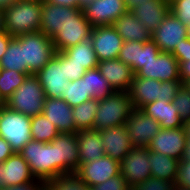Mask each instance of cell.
Masks as SVG:
<instances>
[{
    "instance_id": "obj_1",
    "label": "cell",
    "mask_w": 190,
    "mask_h": 190,
    "mask_svg": "<svg viewBox=\"0 0 190 190\" xmlns=\"http://www.w3.org/2000/svg\"><path fill=\"white\" fill-rule=\"evenodd\" d=\"M42 2L19 0L4 10V31L12 37L37 32L41 25Z\"/></svg>"
},
{
    "instance_id": "obj_2",
    "label": "cell",
    "mask_w": 190,
    "mask_h": 190,
    "mask_svg": "<svg viewBox=\"0 0 190 190\" xmlns=\"http://www.w3.org/2000/svg\"><path fill=\"white\" fill-rule=\"evenodd\" d=\"M183 85L181 80L159 81L134 75L133 82L127 91L134 109L153 103L156 100L172 102Z\"/></svg>"
},
{
    "instance_id": "obj_3",
    "label": "cell",
    "mask_w": 190,
    "mask_h": 190,
    "mask_svg": "<svg viewBox=\"0 0 190 190\" xmlns=\"http://www.w3.org/2000/svg\"><path fill=\"white\" fill-rule=\"evenodd\" d=\"M19 153L27 161L35 179L46 183L58 176L56 147L51 142L32 139Z\"/></svg>"
},
{
    "instance_id": "obj_4",
    "label": "cell",
    "mask_w": 190,
    "mask_h": 190,
    "mask_svg": "<svg viewBox=\"0 0 190 190\" xmlns=\"http://www.w3.org/2000/svg\"><path fill=\"white\" fill-rule=\"evenodd\" d=\"M134 110L128 92L114 91L98 101L93 130L102 131L109 127L124 125Z\"/></svg>"
},
{
    "instance_id": "obj_5",
    "label": "cell",
    "mask_w": 190,
    "mask_h": 190,
    "mask_svg": "<svg viewBox=\"0 0 190 190\" xmlns=\"http://www.w3.org/2000/svg\"><path fill=\"white\" fill-rule=\"evenodd\" d=\"M24 47L25 74H36L55 55L56 50L49 36L37 31L14 37Z\"/></svg>"
},
{
    "instance_id": "obj_6",
    "label": "cell",
    "mask_w": 190,
    "mask_h": 190,
    "mask_svg": "<svg viewBox=\"0 0 190 190\" xmlns=\"http://www.w3.org/2000/svg\"><path fill=\"white\" fill-rule=\"evenodd\" d=\"M45 98L39 79L32 74L26 77L5 105L11 110L34 117L43 113Z\"/></svg>"
},
{
    "instance_id": "obj_7",
    "label": "cell",
    "mask_w": 190,
    "mask_h": 190,
    "mask_svg": "<svg viewBox=\"0 0 190 190\" xmlns=\"http://www.w3.org/2000/svg\"><path fill=\"white\" fill-rule=\"evenodd\" d=\"M0 136L11 146L14 152H20L32 140L31 117L9 109L0 108Z\"/></svg>"
},
{
    "instance_id": "obj_8",
    "label": "cell",
    "mask_w": 190,
    "mask_h": 190,
    "mask_svg": "<svg viewBox=\"0 0 190 190\" xmlns=\"http://www.w3.org/2000/svg\"><path fill=\"white\" fill-rule=\"evenodd\" d=\"M93 26L82 10H77L59 31L51 38L56 52H61L79 42L90 39Z\"/></svg>"
},
{
    "instance_id": "obj_9",
    "label": "cell",
    "mask_w": 190,
    "mask_h": 190,
    "mask_svg": "<svg viewBox=\"0 0 190 190\" xmlns=\"http://www.w3.org/2000/svg\"><path fill=\"white\" fill-rule=\"evenodd\" d=\"M149 149L133 147L120 161V174L131 189H135L151 176Z\"/></svg>"
},
{
    "instance_id": "obj_10",
    "label": "cell",
    "mask_w": 190,
    "mask_h": 190,
    "mask_svg": "<svg viewBox=\"0 0 190 190\" xmlns=\"http://www.w3.org/2000/svg\"><path fill=\"white\" fill-rule=\"evenodd\" d=\"M35 76L44 89L45 97L61 98V95L65 92L66 83H69L64 72V54L56 52Z\"/></svg>"
},
{
    "instance_id": "obj_11",
    "label": "cell",
    "mask_w": 190,
    "mask_h": 190,
    "mask_svg": "<svg viewBox=\"0 0 190 190\" xmlns=\"http://www.w3.org/2000/svg\"><path fill=\"white\" fill-rule=\"evenodd\" d=\"M74 173L90 187H93L120 174V162L104 155L94 161L83 162Z\"/></svg>"
},
{
    "instance_id": "obj_12",
    "label": "cell",
    "mask_w": 190,
    "mask_h": 190,
    "mask_svg": "<svg viewBox=\"0 0 190 190\" xmlns=\"http://www.w3.org/2000/svg\"><path fill=\"white\" fill-rule=\"evenodd\" d=\"M124 126L134 147H147L160 129L159 122L145 115L140 109L132 111Z\"/></svg>"
},
{
    "instance_id": "obj_13",
    "label": "cell",
    "mask_w": 190,
    "mask_h": 190,
    "mask_svg": "<svg viewBox=\"0 0 190 190\" xmlns=\"http://www.w3.org/2000/svg\"><path fill=\"white\" fill-rule=\"evenodd\" d=\"M129 9L125 0H94L83 14L93 27L110 26Z\"/></svg>"
},
{
    "instance_id": "obj_14",
    "label": "cell",
    "mask_w": 190,
    "mask_h": 190,
    "mask_svg": "<svg viewBox=\"0 0 190 190\" xmlns=\"http://www.w3.org/2000/svg\"><path fill=\"white\" fill-rule=\"evenodd\" d=\"M90 41L98 62L118 58L124 43L113 25L93 27Z\"/></svg>"
},
{
    "instance_id": "obj_15",
    "label": "cell",
    "mask_w": 190,
    "mask_h": 190,
    "mask_svg": "<svg viewBox=\"0 0 190 190\" xmlns=\"http://www.w3.org/2000/svg\"><path fill=\"white\" fill-rule=\"evenodd\" d=\"M187 38L186 26L171 12L151 34V39L161 52L172 53L182 40Z\"/></svg>"
},
{
    "instance_id": "obj_16",
    "label": "cell",
    "mask_w": 190,
    "mask_h": 190,
    "mask_svg": "<svg viewBox=\"0 0 190 190\" xmlns=\"http://www.w3.org/2000/svg\"><path fill=\"white\" fill-rule=\"evenodd\" d=\"M51 143L56 147L58 176L74 173L80 160L76 133H59Z\"/></svg>"
},
{
    "instance_id": "obj_17",
    "label": "cell",
    "mask_w": 190,
    "mask_h": 190,
    "mask_svg": "<svg viewBox=\"0 0 190 190\" xmlns=\"http://www.w3.org/2000/svg\"><path fill=\"white\" fill-rule=\"evenodd\" d=\"M185 145V131L183 127H179L175 129H159L147 148L150 151L181 160Z\"/></svg>"
},
{
    "instance_id": "obj_18",
    "label": "cell",
    "mask_w": 190,
    "mask_h": 190,
    "mask_svg": "<svg viewBox=\"0 0 190 190\" xmlns=\"http://www.w3.org/2000/svg\"><path fill=\"white\" fill-rule=\"evenodd\" d=\"M142 78L156 79L161 82L181 80L178 60L172 53L161 52L156 59L144 64L136 73Z\"/></svg>"
},
{
    "instance_id": "obj_19",
    "label": "cell",
    "mask_w": 190,
    "mask_h": 190,
    "mask_svg": "<svg viewBox=\"0 0 190 190\" xmlns=\"http://www.w3.org/2000/svg\"><path fill=\"white\" fill-rule=\"evenodd\" d=\"M33 176L27 161L18 152H14L0 163V189L33 182Z\"/></svg>"
},
{
    "instance_id": "obj_20",
    "label": "cell",
    "mask_w": 190,
    "mask_h": 190,
    "mask_svg": "<svg viewBox=\"0 0 190 190\" xmlns=\"http://www.w3.org/2000/svg\"><path fill=\"white\" fill-rule=\"evenodd\" d=\"M43 114L60 133H76L72 107L64 99L46 97Z\"/></svg>"
},
{
    "instance_id": "obj_21",
    "label": "cell",
    "mask_w": 190,
    "mask_h": 190,
    "mask_svg": "<svg viewBox=\"0 0 190 190\" xmlns=\"http://www.w3.org/2000/svg\"><path fill=\"white\" fill-rule=\"evenodd\" d=\"M103 140V151L112 159L121 161L134 147L124 125L109 127L98 131Z\"/></svg>"
},
{
    "instance_id": "obj_22",
    "label": "cell",
    "mask_w": 190,
    "mask_h": 190,
    "mask_svg": "<svg viewBox=\"0 0 190 190\" xmlns=\"http://www.w3.org/2000/svg\"><path fill=\"white\" fill-rule=\"evenodd\" d=\"M97 68L107 79L114 91L127 92L133 82L135 73L130 66L123 61L116 59L98 62Z\"/></svg>"
},
{
    "instance_id": "obj_23",
    "label": "cell",
    "mask_w": 190,
    "mask_h": 190,
    "mask_svg": "<svg viewBox=\"0 0 190 190\" xmlns=\"http://www.w3.org/2000/svg\"><path fill=\"white\" fill-rule=\"evenodd\" d=\"M144 26L153 32L170 12L168 0H146L130 9Z\"/></svg>"
},
{
    "instance_id": "obj_24",
    "label": "cell",
    "mask_w": 190,
    "mask_h": 190,
    "mask_svg": "<svg viewBox=\"0 0 190 190\" xmlns=\"http://www.w3.org/2000/svg\"><path fill=\"white\" fill-rule=\"evenodd\" d=\"M78 8L42 2L41 25L39 31L52 38L70 19Z\"/></svg>"
},
{
    "instance_id": "obj_25",
    "label": "cell",
    "mask_w": 190,
    "mask_h": 190,
    "mask_svg": "<svg viewBox=\"0 0 190 190\" xmlns=\"http://www.w3.org/2000/svg\"><path fill=\"white\" fill-rule=\"evenodd\" d=\"M140 110L160 124V129H175L184 126V121L178 115L177 108L172 102L156 100L144 105Z\"/></svg>"
},
{
    "instance_id": "obj_26",
    "label": "cell",
    "mask_w": 190,
    "mask_h": 190,
    "mask_svg": "<svg viewBox=\"0 0 190 190\" xmlns=\"http://www.w3.org/2000/svg\"><path fill=\"white\" fill-rule=\"evenodd\" d=\"M113 26L124 42L138 41L144 43L151 40L152 32L135 17L131 10L120 16Z\"/></svg>"
},
{
    "instance_id": "obj_27",
    "label": "cell",
    "mask_w": 190,
    "mask_h": 190,
    "mask_svg": "<svg viewBox=\"0 0 190 190\" xmlns=\"http://www.w3.org/2000/svg\"><path fill=\"white\" fill-rule=\"evenodd\" d=\"M79 150V165L91 162L105 155L100 133L93 129L80 130L76 133Z\"/></svg>"
},
{
    "instance_id": "obj_28",
    "label": "cell",
    "mask_w": 190,
    "mask_h": 190,
    "mask_svg": "<svg viewBox=\"0 0 190 190\" xmlns=\"http://www.w3.org/2000/svg\"><path fill=\"white\" fill-rule=\"evenodd\" d=\"M151 176L168 182H175L179 169V160L149 150Z\"/></svg>"
},
{
    "instance_id": "obj_29",
    "label": "cell",
    "mask_w": 190,
    "mask_h": 190,
    "mask_svg": "<svg viewBox=\"0 0 190 190\" xmlns=\"http://www.w3.org/2000/svg\"><path fill=\"white\" fill-rule=\"evenodd\" d=\"M61 52L73 63L84 66L86 70L98 66V60L90 39L79 42Z\"/></svg>"
},
{
    "instance_id": "obj_30",
    "label": "cell",
    "mask_w": 190,
    "mask_h": 190,
    "mask_svg": "<svg viewBox=\"0 0 190 190\" xmlns=\"http://www.w3.org/2000/svg\"><path fill=\"white\" fill-rule=\"evenodd\" d=\"M87 94L96 100H103L114 92L107 79L98 68L86 71Z\"/></svg>"
},
{
    "instance_id": "obj_31",
    "label": "cell",
    "mask_w": 190,
    "mask_h": 190,
    "mask_svg": "<svg viewBox=\"0 0 190 190\" xmlns=\"http://www.w3.org/2000/svg\"><path fill=\"white\" fill-rule=\"evenodd\" d=\"M97 108L98 100L96 99H90L80 105L72 107L73 119L76 125V133L80 130L93 129Z\"/></svg>"
},
{
    "instance_id": "obj_32",
    "label": "cell",
    "mask_w": 190,
    "mask_h": 190,
    "mask_svg": "<svg viewBox=\"0 0 190 190\" xmlns=\"http://www.w3.org/2000/svg\"><path fill=\"white\" fill-rule=\"evenodd\" d=\"M60 132L42 113L31 117V135L33 140L50 143Z\"/></svg>"
},
{
    "instance_id": "obj_33",
    "label": "cell",
    "mask_w": 190,
    "mask_h": 190,
    "mask_svg": "<svg viewBox=\"0 0 190 190\" xmlns=\"http://www.w3.org/2000/svg\"><path fill=\"white\" fill-rule=\"evenodd\" d=\"M1 65L6 70H16L25 73L24 47L13 38L1 59Z\"/></svg>"
},
{
    "instance_id": "obj_34",
    "label": "cell",
    "mask_w": 190,
    "mask_h": 190,
    "mask_svg": "<svg viewBox=\"0 0 190 190\" xmlns=\"http://www.w3.org/2000/svg\"><path fill=\"white\" fill-rule=\"evenodd\" d=\"M60 99H64L71 107L92 99L87 94L86 73L79 80L66 83L65 92Z\"/></svg>"
},
{
    "instance_id": "obj_35",
    "label": "cell",
    "mask_w": 190,
    "mask_h": 190,
    "mask_svg": "<svg viewBox=\"0 0 190 190\" xmlns=\"http://www.w3.org/2000/svg\"><path fill=\"white\" fill-rule=\"evenodd\" d=\"M28 75L16 70L3 69L0 73V98L5 103Z\"/></svg>"
},
{
    "instance_id": "obj_36",
    "label": "cell",
    "mask_w": 190,
    "mask_h": 190,
    "mask_svg": "<svg viewBox=\"0 0 190 190\" xmlns=\"http://www.w3.org/2000/svg\"><path fill=\"white\" fill-rule=\"evenodd\" d=\"M45 190H91L75 173L55 177L45 183Z\"/></svg>"
},
{
    "instance_id": "obj_37",
    "label": "cell",
    "mask_w": 190,
    "mask_h": 190,
    "mask_svg": "<svg viewBox=\"0 0 190 190\" xmlns=\"http://www.w3.org/2000/svg\"><path fill=\"white\" fill-rule=\"evenodd\" d=\"M143 46V43L138 41L124 42L118 59L131 67L134 73L138 71V55L139 48Z\"/></svg>"
},
{
    "instance_id": "obj_38",
    "label": "cell",
    "mask_w": 190,
    "mask_h": 190,
    "mask_svg": "<svg viewBox=\"0 0 190 190\" xmlns=\"http://www.w3.org/2000/svg\"><path fill=\"white\" fill-rule=\"evenodd\" d=\"M178 111V115L184 122L190 121V90L182 85L177 95L172 100Z\"/></svg>"
},
{
    "instance_id": "obj_39",
    "label": "cell",
    "mask_w": 190,
    "mask_h": 190,
    "mask_svg": "<svg viewBox=\"0 0 190 190\" xmlns=\"http://www.w3.org/2000/svg\"><path fill=\"white\" fill-rule=\"evenodd\" d=\"M169 8L185 26L190 24V0H172L169 2Z\"/></svg>"
},
{
    "instance_id": "obj_40",
    "label": "cell",
    "mask_w": 190,
    "mask_h": 190,
    "mask_svg": "<svg viewBox=\"0 0 190 190\" xmlns=\"http://www.w3.org/2000/svg\"><path fill=\"white\" fill-rule=\"evenodd\" d=\"M161 53L158 45L151 39L143 43V46L139 48L138 55V70L144 66V64L156 59Z\"/></svg>"
},
{
    "instance_id": "obj_41",
    "label": "cell",
    "mask_w": 190,
    "mask_h": 190,
    "mask_svg": "<svg viewBox=\"0 0 190 190\" xmlns=\"http://www.w3.org/2000/svg\"><path fill=\"white\" fill-rule=\"evenodd\" d=\"M175 182H168L160 178L150 176L142 182L135 190H176Z\"/></svg>"
},
{
    "instance_id": "obj_42",
    "label": "cell",
    "mask_w": 190,
    "mask_h": 190,
    "mask_svg": "<svg viewBox=\"0 0 190 190\" xmlns=\"http://www.w3.org/2000/svg\"><path fill=\"white\" fill-rule=\"evenodd\" d=\"M131 188L127 185L126 180L121 174L110 178L102 184L91 187V190H130Z\"/></svg>"
},
{
    "instance_id": "obj_43",
    "label": "cell",
    "mask_w": 190,
    "mask_h": 190,
    "mask_svg": "<svg viewBox=\"0 0 190 190\" xmlns=\"http://www.w3.org/2000/svg\"><path fill=\"white\" fill-rule=\"evenodd\" d=\"M86 71L87 70L84 68V66L73 63L72 60H69L64 55V72L66 79L69 82L79 80L86 73Z\"/></svg>"
},
{
    "instance_id": "obj_44",
    "label": "cell",
    "mask_w": 190,
    "mask_h": 190,
    "mask_svg": "<svg viewBox=\"0 0 190 190\" xmlns=\"http://www.w3.org/2000/svg\"><path fill=\"white\" fill-rule=\"evenodd\" d=\"M175 184L190 188V161L179 160V169Z\"/></svg>"
},
{
    "instance_id": "obj_45",
    "label": "cell",
    "mask_w": 190,
    "mask_h": 190,
    "mask_svg": "<svg viewBox=\"0 0 190 190\" xmlns=\"http://www.w3.org/2000/svg\"><path fill=\"white\" fill-rule=\"evenodd\" d=\"M179 63V75L183 85L190 80V56L180 57L178 59Z\"/></svg>"
},
{
    "instance_id": "obj_46",
    "label": "cell",
    "mask_w": 190,
    "mask_h": 190,
    "mask_svg": "<svg viewBox=\"0 0 190 190\" xmlns=\"http://www.w3.org/2000/svg\"><path fill=\"white\" fill-rule=\"evenodd\" d=\"M2 190H45V183L36 179L30 183L5 187Z\"/></svg>"
},
{
    "instance_id": "obj_47",
    "label": "cell",
    "mask_w": 190,
    "mask_h": 190,
    "mask_svg": "<svg viewBox=\"0 0 190 190\" xmlns=\"http://www.w3.org/2000/svg\"><path fill=\"white\" fill-rule=\"evenodd\" d=\"M172 55L178 60L180 57L190 56V39L187 37L182 40L180 45H177Z\"/></svg>"
},
{
    "instance_id": "obj_48",
    "label": "cell",
    "mask_w": 190,
    "mask_h": 190,
    "mask_svg": "<svg viewBox=\"0 0 190 190\" xmlns=\"http://www.w3.org/2000/svg\"><path fill=\"white\" fill-rule=\"evenodd\" d=\"M13 153L10 144L0 136V163H3Z\"/></svg>"
},
{
    "instance_id": "obj_49",
    "label": "cell",
    "mask_w": 190,
    "mask_h": 190,
    "mask_svg": "<svg viewBox=\"0 0 190 190\" xmlns=\"http://www.w3.org/2000/svg\"><path fill=\"white\" fill-rule=\"evenodd\" d=\"M13 38L14 37L9 35L6 31H0V60L2 59V56L4 55L5 51L7 50L9 42Z\"/></svg>"
},
{
    "instance_id": "obj_50",
    "label": "cell",
    "mask_w": 190,
    "mask_h": 190,
    "mask_svg": "<svg viewBox=\"0 0 190 190\" xmlns=\"http://www.w3.org/2000/svg\"><path fill=\"white\" fill-rule=\"evenodd\" d=\"M51 4L55 5H62V6H69L72 8H78V1L77 0H45Z\"/></svg>"
},
{
    "instance_id": "obj_51",
    "label": "cell",
    "mask_w": 190,
    "mask_h": 190,
    "mask_svg": "<svg viewBox=\"0 0 190 190\" xmlns=\"http://www.w3.org/2000/svg\"><path fill=\"white\" fill-rule=\"evenodd\" d=\"M183 128L186 135V145L190 146V121L184 122Z\"/></svg>"
},
{
    "instance_id": "obj_52",
    "label": "cell",
    "mask_w": 190,
    "mask_h": 190,
    "mask_svg": "<svg viewBox=\"0 0 190 190\" xmlns=\"http://www.w3.org/2000/svg\"><path fill=\"white\" fill-rule=\"evenodd\" d=\"M17 1L19 0H0V9L4 11L6 8L12 6Z\"/></svg>"
},
{
    "instance_id": "obj_53",
    "label": "cell",
    "mask_w": 190,
    "mask_h": 190,
    "mask_svg": "<svg viewBox=\"0 0 190 190\" xmlns=\"http://www.w3.org/2000/svg\"><path fill=\"white\" fill-rule=\"evenodd\" d=\"M78 1V9L83 10L87 6L91 5L94 0H77Z\"/></svg>"
},
{
    "instance_id": "obj_54",
    "label": "cell",
    "mask_w": 190,
    "mask_h": 190,
    "mask_svg": "<svg viewBox=\"0 0 190 190\" xmlns=\"http://www.w3.org/2000/svg\"><path fill=\"white\" fill-rule=\"evenodd\" d=\"M142 1H146V0H125V4L127 8L130 10L132 7L141 3Z\"/></svg>"
},
{
    "instance_id": "obj_55",
    "label": "cell",
    "mask_w": 190,
    "mask_h": 190,
    "mask_svg": "<svg viewBox=\"0 0 190 190\" xmlns=\"http://www.w3.org/2000/svg\"><path fill=\"white\" fill-rule=\"evenodd\" d=\"M181 160L190 161V146L185 145L183 156Z\"/></svg>"
},
{
    "instance_id": "obj_56",
    "label": "cell",
    "mask_w": 190,
    "mask_h": 190,
    "mask_svg": "<svg viewBox=\"0 0 190 190\" xmlns=\"http://www.w3.org/2000/svg\"><path fill=\"white\" fill-rule=\"evenodd\" d=\"M0 31H4V11L0 9Z\"/></svg>"
},
{
    "instance_id": "obj_57",
    "label": "cell",
    "mask_w": 190,
    "mask_h": 190,
    "mask_svg": "<svg viewBox=\"0 0 190 190\" xmlns=\"http://www.w3.org/2000/svg\"><path fill=\"white\" fill-rule=\"evenodd\" d=\"M176 190H190V188L185 186H176Z\"/></svg>"
},
{
    "instance_id": "obj_58",
    "label": "cell",
    "mask_w": 190,
    "mask_h": 190,
    "mask_svg": "<svg viewBox=\"0 0 190 190\" xmlns=\"http://www.w3.org/2000/svg\"><path fill=\"white\" fill-rule=\"evenodd\" d=\"M187 37L190 39V24L186 26Z\"/></svg>"
},
{
    "instance_id": "obj_59",
    "label": "cell",
    "mask_w": 190,
    "mask_h": 190,
    "mask_svg": "<svg viewBox=\"0 0 190 190\" xmlns=\"http://www.w3.org/2000/svg\"><path fill=\"white\" fill-rule=\"evenodd\" d=\"M184 85L190 90V80H188Z\"/></svg>"
},
{
    "instance_id": "obj_60",
    "label": "cell",
    "mask_w": 190,
    "mask_h": 190,
    "mask_svg": "<svg viewBox=\"0 0 190 190\" xmlns=\"http://www.w3.org/2000/svg\"><path fill=\"white\" fill-rule=\"evenodd\" d=\"M5 105V103L3 102V100L0 98V108L3 107Z\"/></svg>"
},
{
    "instance_id": "obj_61",
    "label": "cell",
    "mask_w": 190,
    "mask_h": 190,
    "mask_svg": "<svg viewBox=\"0 0 190 190\" xmlns=\"http://www.w3.org/2000/svg\"><path fill=\"white\" fill-rule=\"evenodd\" d=\"M2 70H3V68H2L1 60H0V73H1Z\"/></svg>"
}]
</instances>
